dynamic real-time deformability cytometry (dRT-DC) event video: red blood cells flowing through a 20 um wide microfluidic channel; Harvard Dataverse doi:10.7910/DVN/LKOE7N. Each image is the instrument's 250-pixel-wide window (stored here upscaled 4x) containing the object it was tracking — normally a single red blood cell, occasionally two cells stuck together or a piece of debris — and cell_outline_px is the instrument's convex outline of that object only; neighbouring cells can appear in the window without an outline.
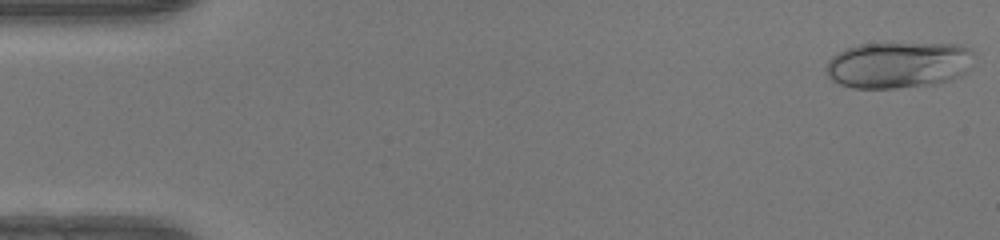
{"species": "human", "species_latin": "Homo sapiens", "temperature_condition": "warm", "stored_images_in_passage": 48, "camera_frame_rate_fps": 3000, "um_per_image_px": 0.085, "donor": {"sex": "female"}, "frame": {"image": 1, "passage_image": 1, "time_ms": 0.0, "image_size_px": [1000, 240], "cell_outline_px": [[976, 52], [968, 68], [960, 76], [952, 80], [932, 84], [896, 88], [852, 88], [840, 84], [832, 80], [828, 76], [828, 60], [832, 56], [848, 48], [860, 44], [956, 44], [972, 48]], "centroid_in_image_um": [76.4, 5.52], "position_along_channel_um": 8.6, "area_um2": 39.82}}
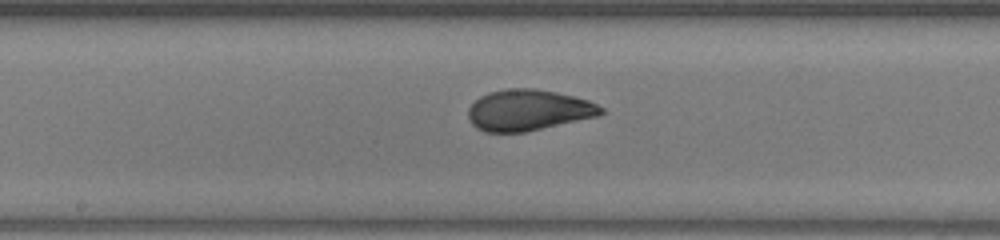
{"frame": {"image": 2, "passage_image": 25, "time_ms": 8.0, "image_size_px": [1000, 240], "cell_outline_px": [[604, 112], [600, 116], [524, 132], [484, 132], [476, 128], [468, 120], [468, 108], [480, 96], [488, 92], [504, 88], [536, 88], [556, 92], [588, 100], [604, 108]], "centroid_in_image_um": [44.89, 9.36], "position_along_channel_um": 203.3, "area_um2": 31.96}}
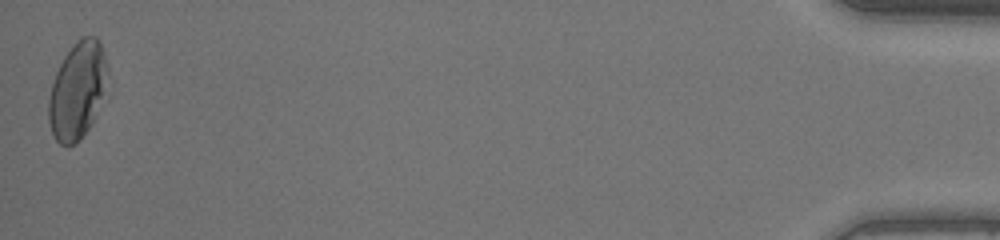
{"frame": {"image": 3, "passage_image": 48, "time_ms": 15.667, "image_size_px": [1000, 240], "cell_outline_px": [[108, 76], [92, 124], [80, 140], [76, 144], [68, 148], [60, 144], [56, 140], [52, 132], [48, 120], [48, 100], [52, 84], [56, 72], [64, 56], [72, 44], [76, 40], [84, 36], [96, 36], [100, 44], [104, 56], [108, 72]], "centroid_in_image_um": [6.55, 7.72], "position_along_channel_um": 428.6, "area_um2": 33.18}, "authors_computed_cell_mechanics": {"area_um2": 31.9056, "velocity_mm_per_s": 4.2517, "shape_relaxation_time_tau1_ms": 9.6008, "shape_relaxation_time_tau2_ms": null, "deformation_change_tau1": 0.3037, "deformation_change_tau2": null}}